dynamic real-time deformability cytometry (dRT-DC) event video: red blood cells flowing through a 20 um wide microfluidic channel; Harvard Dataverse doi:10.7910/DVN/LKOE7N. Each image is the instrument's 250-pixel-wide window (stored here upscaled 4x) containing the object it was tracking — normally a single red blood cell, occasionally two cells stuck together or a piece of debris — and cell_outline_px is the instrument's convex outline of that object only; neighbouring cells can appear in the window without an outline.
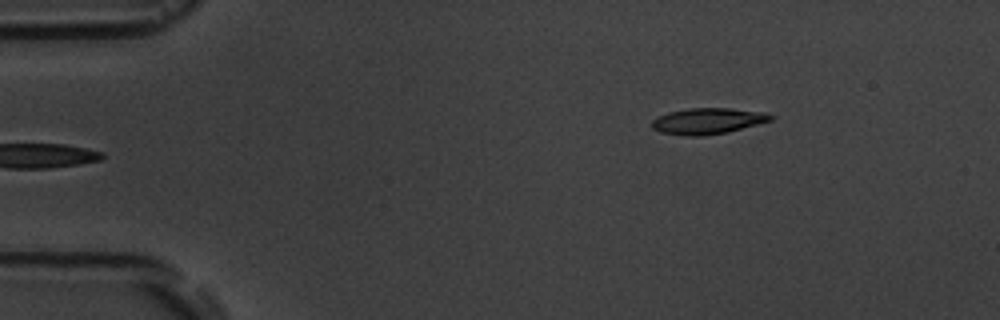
{"species": "common noctule bat (a hibernating species)", "species_latin": "Nyctalus noctula", "temperature_condition": "room temperature", "stored_images_in_passage": 4, "camera_frame_rate_fps": 3000, "um_per_image_px": 0.085, "animal": {"sex": "male", "body_mass_g": 19.5, "forearm_length_mm": 54.6}, "frame": {"image": 1, "passage_image": 4, "time_ms": 5.0, "image_size_px": [1000, 320], "cell_outline_px": [[776, 116], [772, 120], [724, 132], [700, 136], [688, 136], [660, 132], [652, 128], [652, 120], [656, 116], [668, 112], [688, 108], [728, 108], [764, 112]], "centroid_in_image_um": [60.11, 10.27], "position_along_channel_um": 24.9, "area_um2": 17.86}}